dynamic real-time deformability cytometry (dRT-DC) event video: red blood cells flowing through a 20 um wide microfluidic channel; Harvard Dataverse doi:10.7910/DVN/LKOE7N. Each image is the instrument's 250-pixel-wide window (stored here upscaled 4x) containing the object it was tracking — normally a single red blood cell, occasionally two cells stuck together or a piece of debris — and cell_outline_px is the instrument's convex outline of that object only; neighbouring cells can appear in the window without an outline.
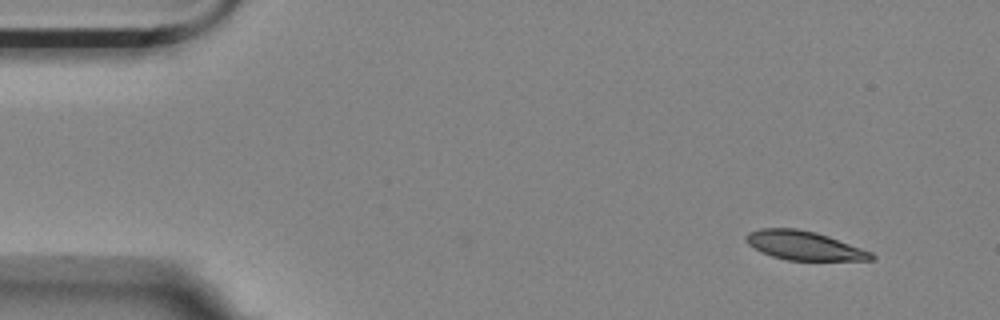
{"species": "Egyptian fruit bat (a non-hibernating species)", "species_latin": "Rousettus aegyptiacus", "temperature_condition": "room temperature", "stored_images_in_passage": 4, "camera_frame_rate_fps": 3000, "um_per_image_px": 0.085, "animal": {"sex": "female"}, "frame": {"image": 1, "passage_image": 1, "time_ms": 0.0, "image_size_px": [1000, 320], "cell_outline_px": [[876, 256], [872, 260], [788, 260], [772, 256], [760, 252], [748, 244], [744, 240], [744, 236], [748, 232], [760, 228], [796, 228], [816, 232], [828, 236], [872, 252]], "centroid_in_image_um": [68.3, 20.86], "position_along_channel_um": 16.7, "area_um2": 21.15}}